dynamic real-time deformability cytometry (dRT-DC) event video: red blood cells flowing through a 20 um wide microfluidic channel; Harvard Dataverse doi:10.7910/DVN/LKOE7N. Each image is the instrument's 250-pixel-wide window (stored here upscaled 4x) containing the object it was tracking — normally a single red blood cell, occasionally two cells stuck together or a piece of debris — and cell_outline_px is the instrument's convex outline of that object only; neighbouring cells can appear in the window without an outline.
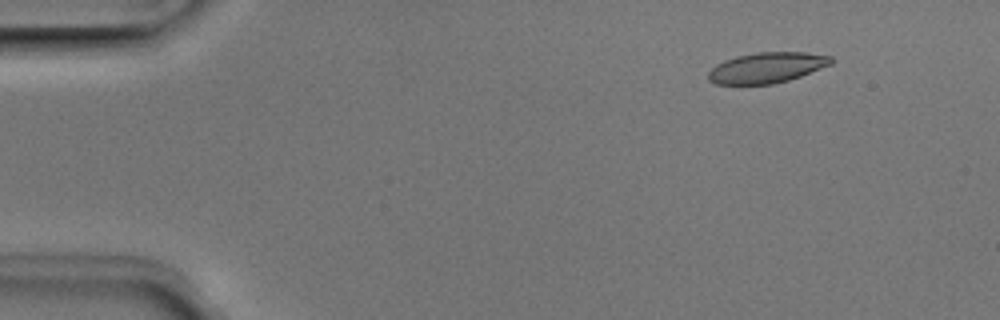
{"species": "Egyptian fruit bat (a non-hibernating species)", "species_latin": "Rousettus aegyptiacus", "temperature_condition": "room temperature", "stored_images_in_passage": 51, "camera_frame_rate_fps": 3000, "um_per_image_px": 0.085, "animal": {"sex": "male"}, "frame": {"image": 1, "passage_image": 6, "time_ms": 1.667, "image_size_px": [1000, 320], "cell_outline_px": [[836, 60], [832, 64], [800, 76], [788, 80], [772, 84], [716, 84], [708, 80], [708, 72], [716, 64], [724, 60], [736, 56], [756, 52], [804, 52], [832, 56]], "centroid_in_image_um": [65.19, 5.74], "position_along_channel_um": 19.8, "area_um2": 21.96}}
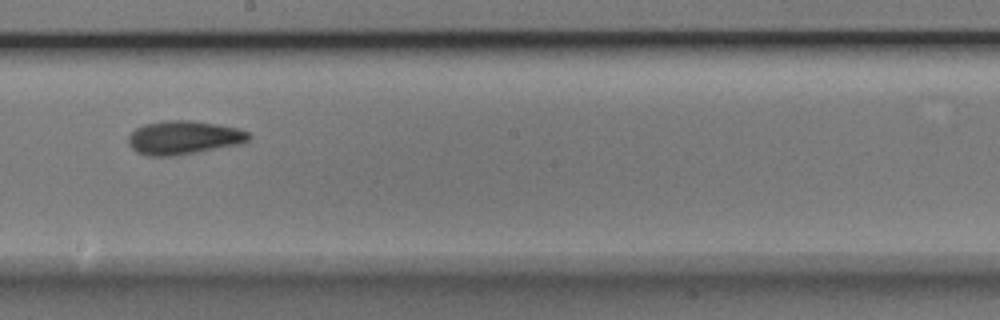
{"frame": {"image": 2, "passage_image": 29, "time_ms": 9.333, "image_size_px": [1000, 320], "cell_outline_px": [[252, 136], [244, 144], [176, 156], [148, 156], [136, 152], [128, 144], [128, 136], [136, 128], [144, 124], [164, 120], [192, 120], [240, 128], [248, 132]], "centroid_in_image_um": [15.64, 11.7], "position_along_channel_um": 232.6, "area_um2": 24.04}}
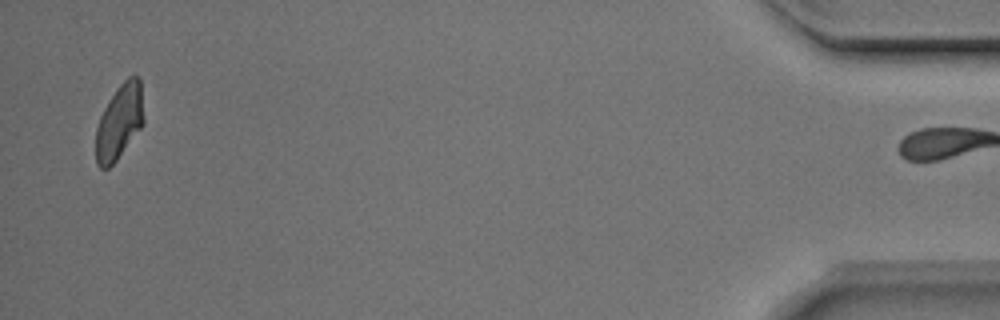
{"frame": {"image": 3, "passage_image": 50, "time_ms": 16.333, "image_size_px": [1000, 320], "cell_outline_px": [[144, 124], [116, 160], [108, 168], [100, 168], [96, 164], [96, 128], [100, 116], [104, 108], [116, 88], [128, 76], [136, 76], [140, 80], [144, 120]], "centroid_in_image_um": [10.14, 10.35], "position_along_channel_um": 425.1, "area_um2": 20.81}, "authors_computed_cell_mechanics": {"area_um2": 22.542, "velocity_mm_per_s": 3.9656, "shape_relaxation_time_tau1_ms": 3.584, "shape_relaxation_time_tau2_ms": 2.8887, "deformation_change_tau1": 0.1366, "deformation_change_tau2": 0.0725}}